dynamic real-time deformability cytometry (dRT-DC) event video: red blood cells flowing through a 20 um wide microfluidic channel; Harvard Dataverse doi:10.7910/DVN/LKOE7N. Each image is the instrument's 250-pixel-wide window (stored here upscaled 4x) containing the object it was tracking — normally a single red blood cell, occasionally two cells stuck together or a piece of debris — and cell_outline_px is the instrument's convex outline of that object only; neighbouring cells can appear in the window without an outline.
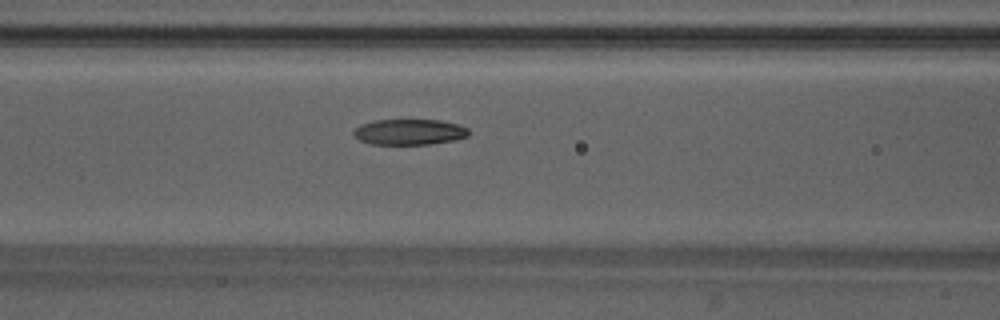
{"species": "Egyptian fruit bat (a non-hibernating species)", "species_latin": "Rousettus aegyptiacus", "temperature_condition": "warm", "stored_images_in_passage": 36, "camera_frame_rate_fps": 3000, "um_per_image_px": 0.085, "animal": {"sex": "male"}, "frame": {"image": 1, "passage_image": 13, "time_ms": 4.0, "image_size_px": [1000, 320], "cell_outline_px": [[468, 136], [456, 140], [428, 144], [372, 144], [360, 140], [352, 132], [360, 124], [372, 120], [440, 120], [460, 124], [468, 128]], "centroid_in_image_um": [34.81, 11.21], "position_along_channel_um": 131.8, "area_um2": 17.28}}
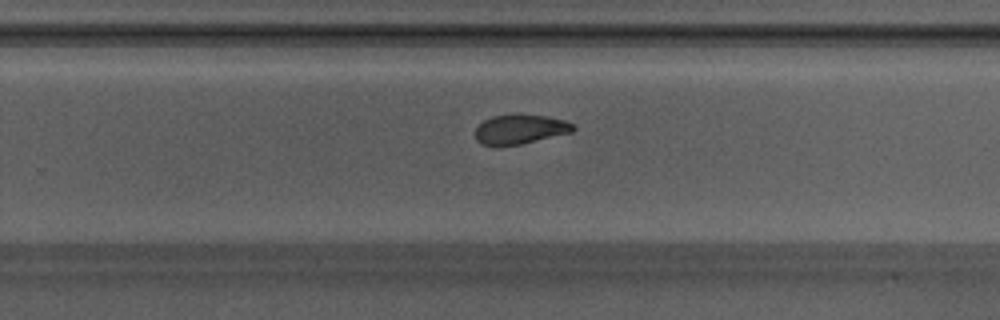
{"frame": {"image": 2, "passage_image": 24, "time_ms": 7.667, "image_size_px": [1000, 320], "cell_outline_px": [[576, 128], [572, 132], [520, 144], [480, 144], [476, 140], [476, 128], [484, 120], [492, 116], [516, 112], [544, 116], [564, 120], [576, 124]], "centroid_in_image_um": [44.24, 10.94], "position_along_channel_um": 285.6, "area_um2": 16.88}}
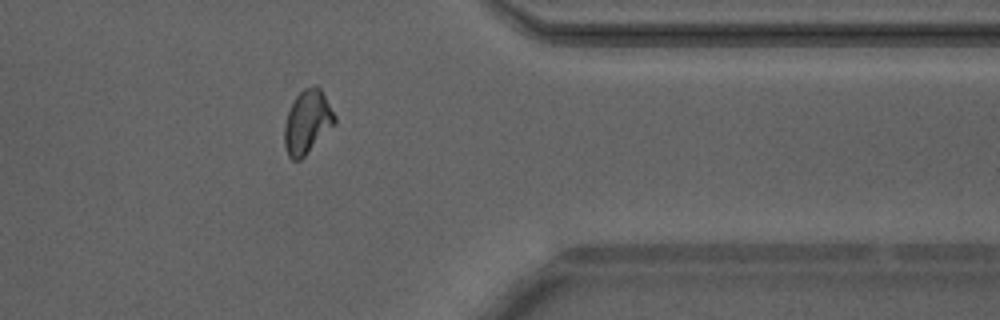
{"frame": {"image": 3, "passage_image": 32, "time_ms": 10.333, "image_size_px": [1000, 320], "cell_outline_px": [[336, 124], [300, 160], [292, 160], [288, 156], [284, 144], [284, 124], [288, 112], [296, 96], [304, 88], [312, 84], [316, 84], [320, 88], [336, 116]], "centroid_in_image_um": [26.13, 10.36], "position_along_channel_um": 385.3, "area_um2": 18.67}}